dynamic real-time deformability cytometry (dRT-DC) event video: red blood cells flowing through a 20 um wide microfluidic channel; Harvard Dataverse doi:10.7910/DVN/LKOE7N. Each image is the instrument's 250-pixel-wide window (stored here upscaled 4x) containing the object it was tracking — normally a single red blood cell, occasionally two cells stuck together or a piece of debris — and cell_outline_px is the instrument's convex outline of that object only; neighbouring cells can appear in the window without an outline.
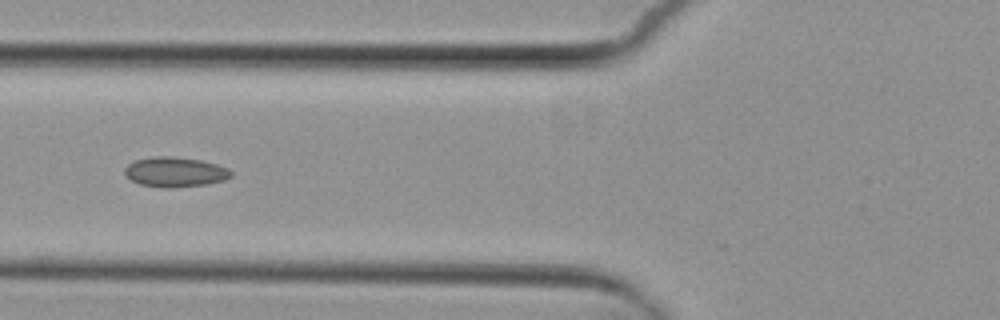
{"species": "common noctule bat (a hibernating species)", "species_latin": "Nyctalus noctula", "temperature_condition": "cold", "stored_images_in_passage": 5, "camera_frame_rate_fps": 3000, "um_per_image_px": 0.085, "animal": {"sex": "female", "body_mass_g": 29.2, "forearm_length_mm": 56.3}, "frame": {"image": 1, "passage_image": 2, "time_ms": 1.333, "image_size_px": [1000, 320], "cell_outline_px": [[232, 176], [224, 180], [208, 184], [168, 188], [160, 188], [140, 184], [132, 180], [124, 172], [124, 168], [128, 164], [136, 160], [156, 156], [172, 156], [200, 160], [216, 164], [228, 168], [232, 172]], "centroid_in_image_um": [14.89, 14.62], "position_along_channel_um": 110.9, "area_um2": 18.5}}
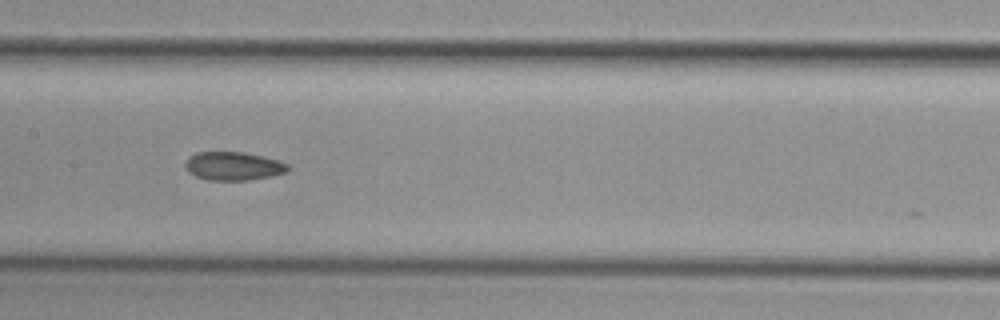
{"frame": {"image": 2, "passage_image": 4, "time_ms": 3.333, "image_size_px": [1000, 320], "cell_outline_px": [[288, 172], [272, 176], [248, 180], [204, 180], [188, 172], [184, 164], [188, 156], [196, 152], [244, 152], [280, 160], [288, 164]], "centroid_in_image_um": [19.82, 14.11], "position_along_channel_um": 187.6, "area_um2": 17.22}}
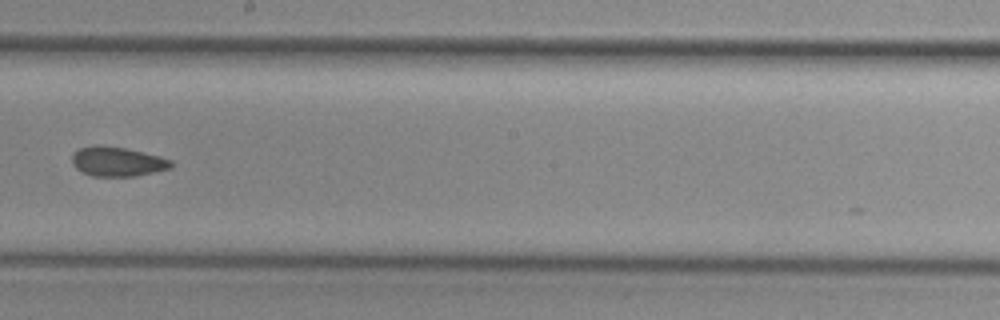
{"frame": {"image": 3, "passage_image": 5, "time_ms": 4.667, "image_size_px": [1000, 320], "cell_outline_px": [[172, 168], [136, 176], [92, 176], [80, 172], [72, 164], [72, 152], [80, 148], [96, 144], [124, 148], [172, 160]], "centroid_in_image_um": [9.92, 13.74], "position_along_channel_um": 238.3, "area_um2": 16.99}}